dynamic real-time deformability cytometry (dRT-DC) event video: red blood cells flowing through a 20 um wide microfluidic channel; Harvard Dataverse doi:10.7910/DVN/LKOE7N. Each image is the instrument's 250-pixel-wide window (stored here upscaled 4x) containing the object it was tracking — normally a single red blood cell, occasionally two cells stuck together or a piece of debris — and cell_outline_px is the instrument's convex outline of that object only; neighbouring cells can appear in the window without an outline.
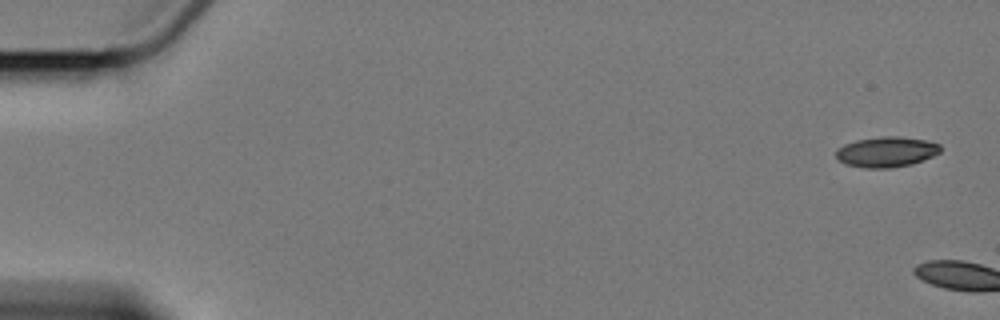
{"species": "Egyptian fruit bat (a non-hibernating species)", "species_latin": "Rousettus aegyptiacus", "temperature_condition": "cold", "stored_images_in_passage": 2, "camera_frame_rate_fps": 3000, "um_per_image_px": 0.085, "animal": {"sex": "female"}, "frame": {"image": 1, "passage_image": 1, "time_ms": 0.0, "image_size_px": [1000, 320], "cell_outline_px": [[940, 152], [924, 160], [912, 164], [892, 168], [864, 168], [844, 164], [836, 156], [836, 148], [844, 144], [856, 140], [880, 136], [900, 136], [924, 140], [940, 144]], "centroid_in_image_um": [75.32, 12.91], "position_along_channel_um": 9.7, "area_um2": 18.61}}